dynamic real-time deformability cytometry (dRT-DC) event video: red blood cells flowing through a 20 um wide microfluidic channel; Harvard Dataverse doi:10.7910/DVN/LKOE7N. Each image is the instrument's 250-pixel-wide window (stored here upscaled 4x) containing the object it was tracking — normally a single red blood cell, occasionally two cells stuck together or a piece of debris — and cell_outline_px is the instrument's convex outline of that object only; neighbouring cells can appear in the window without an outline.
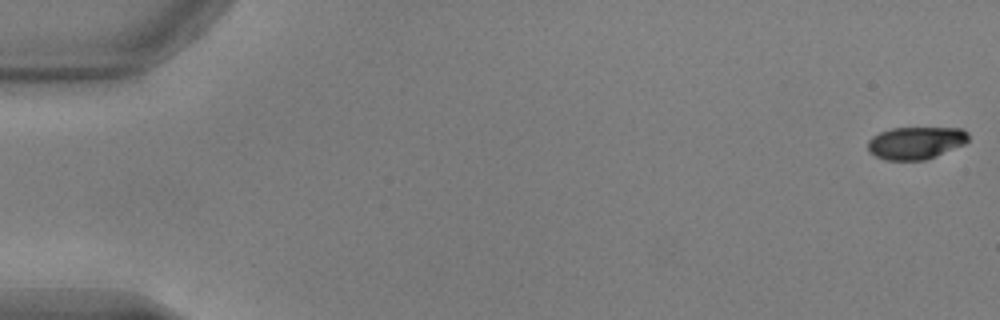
{"species": "common noctule bat (a hibernating species)", "species_latin": "Nyctalus noctula", "temperature_condition": "warm", "stored_images_in_passage": 53, "camera_frame_rate_fps": 3000, "um_per_image_px": 0.085, "animal": {"sex": "male", "body_mass_g": 17.9, "forearm_length_mm": 54.2}, "frame": {"image": 1, "passage_image": 1, "time_ms": 0.0, "image_size_px": [1000, 320], "cell_outline_px": [[968, 140], [964, 144], [936, 156], [924, 160], [884, 160], [868, 152], [868, 140], [872, 136], [880, 132], [892, 128], [960, 128], [968, 132]], "centroid_in_image_um": [77.81, 12.14], "position_along_channel_um": 7.2, "area_um2": 19.02}}
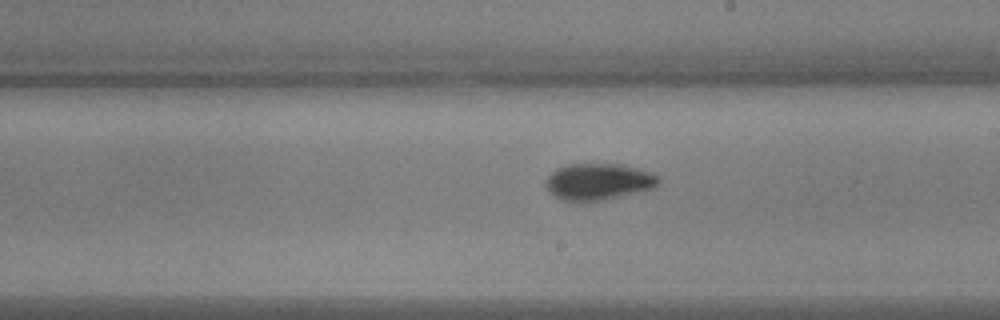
{"frame": {"image": 2, "passage_image": 31, "time_ms": 10.0, "image_size_px": [1000, 320], "cell_outline_px": [[660, 180], [656, 188], [644, 192], [604, 200], [576, 204], [560, 200], [552, 196], [544, 184], [548, 176], [556, 168], [568, 164], [620, 164], [640, 168], [660, 176]], "centroid_in_image_um": [50.87, 15.48], "position_along_channel_um": 238.1, "area_um2": 25.09}}
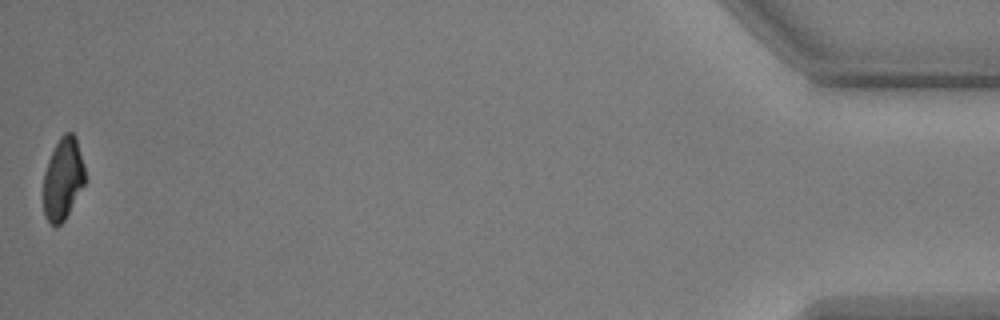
{"frame": {"image": 3, "passage_image": 53, "time_ms": 17.333, "image_size_px": [1000, 320], "cell_outline_px": [[84, 184], [64, 220], [56, 228], [44, 216], [44, 172], [48, 160], [60, 136], [64, 132], [72, 132], [76, 136], [84, 168]], "centroid_in_image_um": [5.34, 15.18], "position_along_channel_um": 429.9, "area_um2": 19.59}, "authors_computed_cell_mechanics": {"area_um2": 21.9062, "velocity_mm_per_s": 3.8413, "shape_relaxation_time_tau1_ms": 3.3943, "shape_relaxation_time_tau2_ms": 0.9867, "deformation_change_tau1": 0.1553, "deformation_change_tau2": 0.0465}}